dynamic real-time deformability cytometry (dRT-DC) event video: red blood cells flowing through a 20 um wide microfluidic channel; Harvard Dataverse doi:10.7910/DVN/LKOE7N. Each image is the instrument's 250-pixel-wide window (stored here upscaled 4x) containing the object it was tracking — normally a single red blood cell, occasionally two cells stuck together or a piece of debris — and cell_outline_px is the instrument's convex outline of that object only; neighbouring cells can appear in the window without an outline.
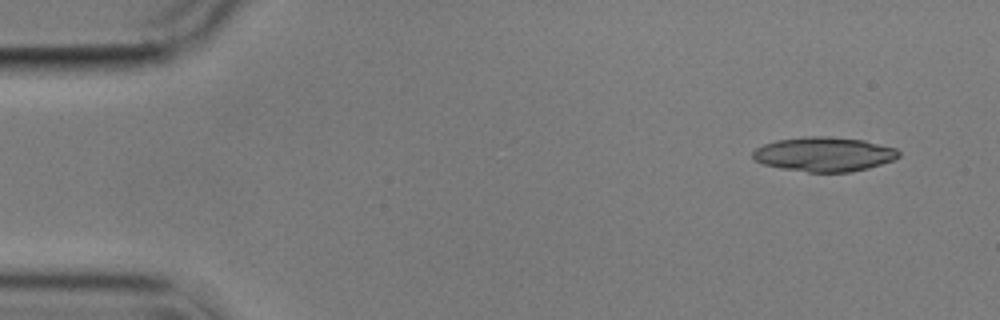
{"species": "common noctule bat (a hibernating species)", "species_latin": "Nyctalus noctula", "temperature_condition": "cold", "stored_images_in_passage": 4, "camera_frame_rate_fps": 3000, "um_per_image_px": 0.085, "animal": {"sex": "male", "body_mass_g": 17.9}, "frame": {"image": 1, "passage_image": 1, "time_ms": 0.0, "image_size_px": [1000, 320], "cell_outline_px": [[900, 156], [892, 160], [868, 168], [852, 172], [808, 172], [780, 168], [764, 164], [756, 160], [752, 156], [752, 152], [756, 148], [764, 144], [776, 140], [804, 136], [824, 136], [864, 140], [896, 148], [900, 152]], "centroid_in_image_um": [70.04, 13.1], "position_along_channel_um": 15.0, "area_um2": 29.25}}